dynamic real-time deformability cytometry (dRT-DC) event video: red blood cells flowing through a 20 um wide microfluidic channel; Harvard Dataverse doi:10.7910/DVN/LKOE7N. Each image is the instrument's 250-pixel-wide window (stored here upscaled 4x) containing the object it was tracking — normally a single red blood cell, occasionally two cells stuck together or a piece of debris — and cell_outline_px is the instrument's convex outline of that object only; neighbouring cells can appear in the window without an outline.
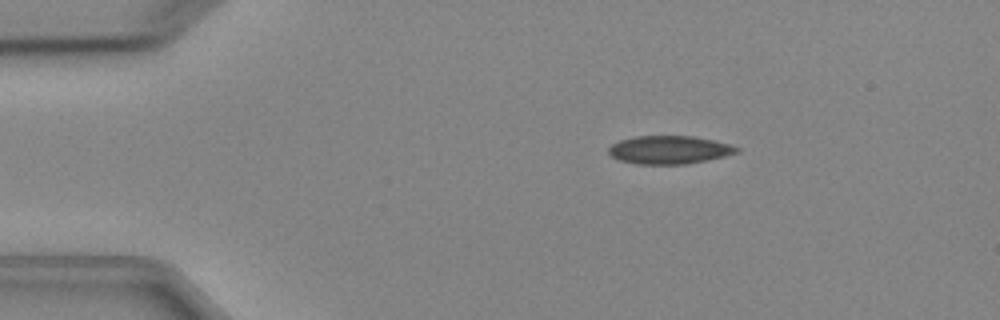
{"species": "Egyptian fruit bat (a non-hibernating species)", "species_latin": "Rousettus aegyptiacus", "temperature_condition": "cold", "stored_images_in_passage": 7, "camera_frame_rate_fps": 3000, "um_per_image_px": 0.085, "animal": {"sex": "female"}, "frame": {"image": 1, "passage_image": 1, "time_ms": 0.0, "image_size_px": [1000, 320], "cell_outline_px": [[740, 148], [736, 152], [724, 156], [684, 164], [636, 164], [620, 160], [612, 156], [608, 152], [608, 148], [612, 144], [620, 140], [636, 136], [692, 136], [712, 140], [728, 144]], "centroid_in_image_um": [56.83, 12.73], "position_along_channel_um": 28.2, "area_um2": 20.69}}
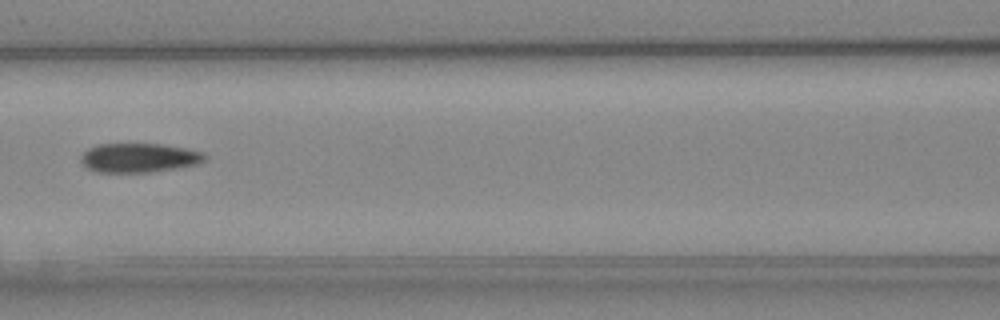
{"frame": {"image": 2, "passage_image": 5, "time_ms": 4.667, "image_size_px": [1000, 320], "cell_outline_px": [[208, 160], [200, 164], [176, 168], [148, 172], [96, 172], [88, 168], [80, 160], [80, 156], [88, 148], [96, 144], [160, 144], [184, 148], [204, 152], [208, 156]], "centroid_in_image_um": [11.85, 13.41], "position_along_channel_um": 154.7, "area_um2": 21.21}}
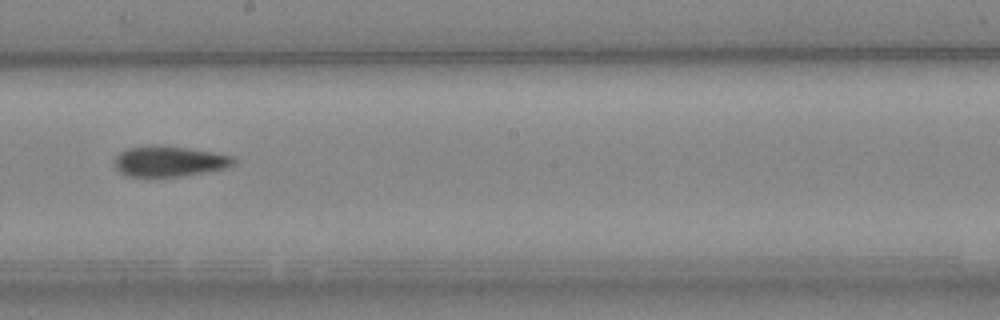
{"frame": {"image": 3, "passage_image": 7, "time_ms": 6.667, "image_size_px": [1000, 320], "cell_outline_px": [[236, 164], [224, 168], [208, 172], [184, 176], [128, 176], [120, 172], [112, 164], [116, 156], [120, 152], [128, 148], [152, 144], [160, 144], [188, 148], [212, 152], [232, 156], [236, 160]], "centroid_in_image_um": [14.37, 13.7], "position_along_channel_um": 233.8, "area_um2": 21.44}}